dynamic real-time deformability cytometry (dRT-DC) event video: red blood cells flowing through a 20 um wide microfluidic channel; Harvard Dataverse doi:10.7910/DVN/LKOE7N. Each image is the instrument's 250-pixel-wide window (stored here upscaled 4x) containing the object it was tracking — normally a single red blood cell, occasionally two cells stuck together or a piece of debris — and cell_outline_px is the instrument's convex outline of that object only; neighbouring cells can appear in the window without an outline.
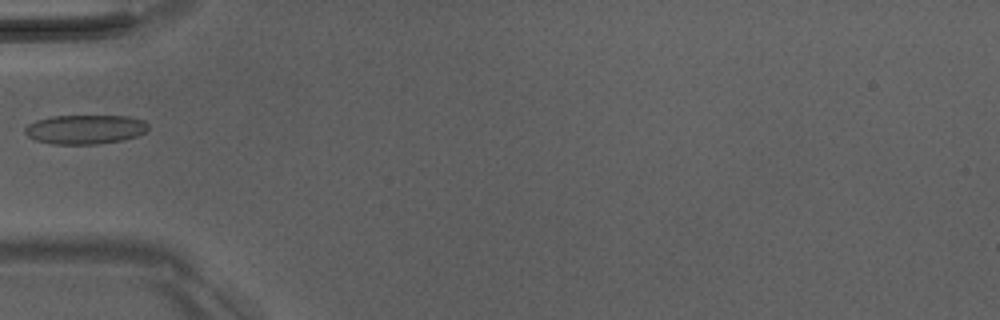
{"species": "Egyptian fruit bat (a non-hibernating species)", "species_latin": "Rousettus aegyptiacus", "temperature_condition": "room temperature", "stored_images_in_passage": 3, "camera_frame_rate_fps": 3000, "um_per_image_px": 0.085, "animal": {"sex": "male"}, "frame": {"image": 1, "passage_image": 1, "time_ms": 0.0, "image_size_px": [1000, 320], "cell_outline_px": [[148, 128], [144, 132], [136, 136], [124, 140], [96, 144], [52, 144], [36, 140], [28, 136], [24, 132], [24, 128], [28, 124], [36, 120], [52, 116], [128, 116], [144, 120], [148, 124]], "centroid_in_image_um": [7.23, 10.99], "position_along_channel_um": 77.8, "area_um2": 21.04}}